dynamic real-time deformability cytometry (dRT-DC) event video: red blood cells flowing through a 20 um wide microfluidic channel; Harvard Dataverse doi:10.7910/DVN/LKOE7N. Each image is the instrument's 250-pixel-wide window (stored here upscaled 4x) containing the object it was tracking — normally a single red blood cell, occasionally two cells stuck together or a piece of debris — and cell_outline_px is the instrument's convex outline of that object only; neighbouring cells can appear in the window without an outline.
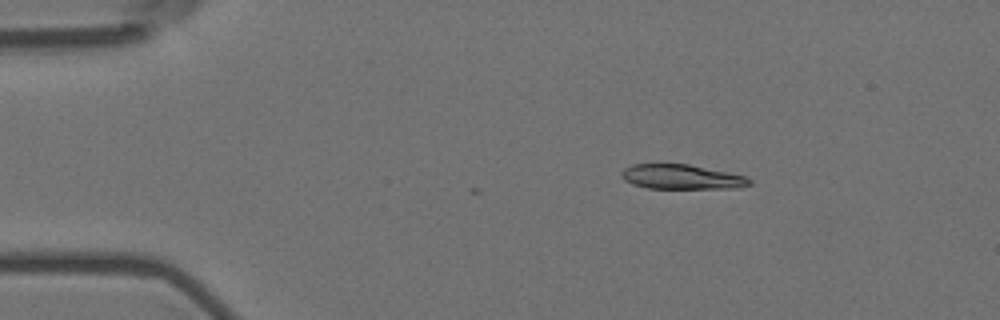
{"species": "Egyptian fruit bat (a non-hibernating species)", "species_latin": "Rousettus aegyptiacus", "temperature_condition": "room temperature", "stored_images_in_passage": 2, "camera_frame_rate_fps": 3000, "um_per_image_px": 0.085, "animal": {"sex": "female"}, "frame": {"image": 1, "passage_image": 2, "time_ms": 0.333, "image_size_px": [1000, 320], "cell_outline_px": [[752, 184], [740, 188], [648, 188], [632, 184], [624, 180], [620, 176], [620, 172], [624, 168], [632, 164], [688, 164], [728, 172], [744, 176], [752, 180]], "centroid_in_image_um": [57.92, 15.03], "position_along_channel_um": 27.1, "area_um2": 18.44}}